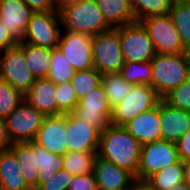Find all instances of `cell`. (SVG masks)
<instances>
[{"mask_svg": "<svg viewBox=\"0 0 190 190\" xmlns=\"http://www.w3.org/2000/svg\"><path fill=\"white\" fill-rule=\"evenodd\" d=\"M101 84L112 108L127 97L134 86L128 83L119 72L102 75Z\"/></svg>", "mask_w": 190, "mask_h": 190, "instance_id": "83f0119b", "label": "cell"}, {"mask_svg": "<svg viewBox=\"0 0 190 190\" xmlns=\"http://www.w3.org/2000/svg\"><path fill=\"white\" fill-rule=\"evenodd\" d=\"M102 74L98 73L95 68L76 71L71 84L76 92L77 98L80 99L94 90L101 84Z\"/></svg>", "mask_w": 190, "mask_h": 190, "instance_id": "d6a6232c", "label": "cell"}, {"mask_svg": "<svg viewBox=\"0 0 190 190\" xmlns=\"http://www.w3.org/2000/svg\"><path fill=\"white\" fill-rule=\"evenodd\" d=\"M10 150L15 154L21 175L27 186L31 190L37 189L38 166H36V143L29 142H14Z\"/></svg>", "mask_w": 190, "mask_h": 190, "instance_id": "44dd1931", "label": "cell"}, {"mask_svg": "<svg viewBox=\"0 0 190 190\" xmlns=\"http://www.w3.org/2000/svg\"><path fill=\"white\" fill-rule=\"evenodd\" d=\"M59 14L62 30L94 36L112 29L96 0H76L62 8Z\"/></svg>", "mask_w": 190, "mask_h": 190, "instance_id": "3957f363", "label": "cell"}, {"mask_svg": "<svg viewBox=\"0 0 190 190\" xmlns=\"http://www.w3.org/2000/svg\"><path fill=\"white\" fill-rule=\"evenodd\" d=\"M112 110L105 90L100 84L78 100L71 114L103 132L111 125Z\"/></svg>", "mask_w": 190, "mask_h": 190, "instance_id": "9c48e42d", "label": "cell"}, {"mask_svg": "<svg viewBox=\"0 0 190 190\" xmlns=\"http://www.w3.org/2000/svg\"><path fill=\"white\" fill-rule=\"evenodd\" d=\"M124 127L141 144L161 140L159 103L130 120Z\"/></svg>", "mask_w": 190, "mask_h": 190, "instance_id": "e0dca14e", "label": "cell"}, {"mask_svg": "<svg viewBox=\"0 0 190 190\" xmlns=\"http://www.w3.org/2000/svg\"><path fill=\"white\" fill-rule=\"evenodd\" d=\"M68 151H98L100 131L82 119L66 114Z\"/></svg>", "mask_w": 190, "mask_h": 190, "instance_id": "2e32d148", "label": "cell"}, {"mask_svg": "<svg viewBox=\"0 0 190 190\" xmlns=\"http://www.w3.org/2000/svg\"><path fill=\"white\" fill-rule=\"evenodd\" d=\"M184 182V166L180 159L178 162L168 165L160 172L150 176L144 184L150 190H169Z\"/></svg>", "mask_w": 190, "mask_h": 190, "instance_id": "d4e9b609", "label": "cell"}, {"mask_svg": "<svg viewBox=\"0 0 190 190\" xmlns=\"http://www.w3.org/2000/svg\"><path fill=\"white\" fill-rule=\"evenodd\" d=\"M55 84L48 78L36 79L24 94V101L44 116L57 115Z\"/></svg>", "mask_w": 190, "mask_h": 190, "instance_id": "ffe728a7", "label": "cell"}, {"mask_svg": "<svg viewBox=\"0 0 190 190\" xmlns=\"http://www.w3.org/2000/svg\"><path fill=\"white\" fill-rule=\"evenodd\" d=\"M169 15L181 37L184 47L190 50V1L173 0Z\"/></svg>", "mask_w": 190, "mask_h": 190, "instance_id": "4316f807", "label": "cell"}, {"mask_svg": "<svg viewBox=\"0 0 190 190\" xmlns=\"http://www.w3.org/2000/svg\"><path fill=\"white\" fill-rule=\"evenodd\" d=\"M173 0H131L136 22L146 17L168 14Z\"/></svg>", "mask_w": 190, "mask_h": 190, "instance_id": "4dcf8cb0", "label": "cell"}, {"mask_svg": "<svg viewBox=\"0 0 190 190\" xmlns=\"http://www.w3.org/2000/svg\"><path fill=\"white\" fill-rule=\"evenodd\" d=\"M161 140L176 143L190 130V112L160 100Z\"/></svg>", "mask_w": 190, "mask_h": 190, "instance_id": "ac0fdd59", "label": "cell"}, {"mask_svg": "<svg viewBox=\"0 0 190 190\" xmlns=\"http://www.w3.org/2000/svg\"><path fill=\"white\" fill-rule=\"evenodd\" d=\"M131 190H150L144 183L137 180L131 185Z\"/></svg>", "mask_w": 190, "mask_h": 190, "instance_id": "f6af8a7d", "label": "cell"}, {"mask_svg": "<svg viewBox=\"0 0 190 190\" xmlns=\"http://www.w3.org/2000/svg\"><path fill=\"white\" fill-rule=\"evenodd\" d=\"M62 32V22L57 10L34 12L22 42L49 49L57 48Z\"/></svg>", "mask_w": 190, "mask_h": 190, "instance_id": "8992f818", "label": "cell"}, {"mask_svg": "<svg viewBox=\"0 0 190 190\" xmlns=\"http://www.w3.org/2000/svg\"><path fill=\"white\" fill-rule=\"evenodd\" d=\"M1 53L0 79L9 82L24 95L36 80L27 66L24 52L15 46Z\"/></svg>", "mask_w": 190, "mask_h": 190, "instance_id": "7c38bea8", "label": "cell"}, {"mask_svg": "<svg viewBox=\"0 0 190 190\" xmlns=\"http://www.w3.org/2000/svg\"><path fill=\"white\" fill-rule=\"evenodd\" d=\"M0 189L31 190L22 178L18 160L11 150L0 152Z\"/></svg>", "mask_w": 190, "mask_h": 190, "instance_id": "7402d4cb", "label": "cell"}, {"mask_svg": "<svg viewBox=\"0 0 190 190\" xmlns=\"http://www.w3.org/2000/svg\"><path fill=\"white\" fill-rule=\"evenodd\" d=\"M24 101V95L0 79V118L6 119Z\"/></svg>", "mask_w": 190, "mask_h": 190, "instance_id": "836d02e7", "label": "cell"}, {"mask_svg": "<svg viewBox=\"0 0 190 190\" xmlns=\"http://www.w3.org/2000/svg\"><path fill=\"white\" fill-rule=\"evenodd\" d=\"M36 166H38L37 188L53 173L63 169V155L54 154L36 143Z\"/></svg>", "mask_w": 190, "mask_h": 190, "instance_id": "484cf974", "label": "cell"}, {"mask_svg": "<svg viewBox=\"0 0 190 190\" xmlns=\"http://www.w3.org/2000/svg\"><path fill=\"white\" fill-rule=\"evenodd\" d=\"M67 190H99L93 173L73 175Z\"/></svg>", "mask_w": 190, "mask_h": 190, "instance_id": "74e56055", "label": "cell"}, {"mask_svg": "<svg viewBox=\"0 0 190 190\" xmlns=\"http://www.w3.org/2000/svg\"><path fill=\"white\" fill-rule=\"evenodd\" d=\"M140 22L148 32L156 54L188 53L169 13L149 16Z\"/></svg>", "mask_w": 190, "mask_h": 190, "instance_id": "5b68a950", "label": "cell"}, {"mask_svg": "<svg viewBox=\"0 0 190 190\" xmlns=\"http://www.w3.org/2000/svg\"><path fill=\"white\" fill-rule=\"evenodd\" d=\"M184 182L190 186V160L183 161Z\"/></svg>", "mask_w": 190, "mask_h": 190, "instance_id": "ee69618b", "label": "cell"}, {"mask_svg": "<svg viewBox=\"0 0 190 190\" xmlns=\"http://www.w3.org/2000/svg\"><path fill=\"white\" fill-rule=\"evenodd\" d=\"M119 73L130 84L152 87V65L150 61L124 62Z\"/></svg>", "mask_w": 190, "mask_h": 190, "instance_id": "f546056e", "label": "cell"}, {"mask_svg": "<svg viewBox=\"0 0 190 190\" xmlns=\"http://www.w3.org/2000/svg\"><path fill=\"white\" fill-rule=\"evenodd\" d=\"M73 175L64 168L53 175L36 190H67Z\"/></svg>", "mask_w": 190, "mask_h": 190, "instance_id": "8d00e7d4", "label": "cell"}, {"mask_svg": "<svg viewBox=\"0 0 190 190\" xmlns=\"http://www.w3.org/2000/svg\"><path fill=\"white\" fill-rule=\"evenodd\" d=\"M93 65L102 75L120 72L125 59L122 53L119 27L96 34L92 38Z\"/></svg>", "mask_w": 190, "mask_h": 190, "instance_id": "277c9868", "label": "cell"}, {"mask_svg": "<svg viewBox=\"0 0 190 190\" xmlns=\"http://www.w3.org/2000/svg\"><path fill=\"white\" fill-rule=\"evenodd\" d=\"M33 12H47L56 10L52 0H23Z\"/></svg>", "mask_w": 190, "mask_h": 190, "instance_id": "ab89813d", "label": "cell"}, {"mask_svg": "<svg viewBox=\"0 0 190 190\" xmlns=\"http://www.w3.org/2000/svg\"><path fill=\"white\" fill-rule=\"evenodd\" d=\"M93 174L99 190L123 189L130 187L136 181L135 176L128 170L99 157L95 160Z\"/></svg>", "mask_w": 190, "mask_h": 190, "instance_id": "d6986e66", "label": "cell"}, {"mask_svg": "<svg viewBox=\"0 0 190 190\" xmlns=\"http://www.w3.org/2000/svg\"><path fill=\"white\" fill-rule=\"evenodd\" d=\"M12 142L9 140L5 119L0 118V152L10 150Z\"/></svg>", "mask_w": 190, "mask_h": 190, "instance_id": "b9f144b4", "label": "cell"}, {"mask_svg": "<svg viewBox=\"0 0 190 190\" xmlns=\"http://www.w3.org/2000/svg\"><path fill=\"white\" fill-rule=\"evenodd\" d=\"M45 116L23 101L6 119L9 140L14 142L34 141Z\"/></svg>", "mask_w": 190, "mask_h": 190, "instance_id": "8fae6325", "label": "cell"}, {"mask_svg": "<svg viewBox=\"0 0 190 190\" xmlns=\"http://www.w3.org/2000/svg\"><path fill=\"white\" fill-rule=\"evenodd\" d=\"M118 190H131V186L123 189H118Z\"/></svg>", "mask_w": 190, "mask_h": 190, "instance_id": "7dc6e473", "label": "cell"}, {"mask_svg": "<svg viewBox=\"0 0 190 190\" xmlns=\"http://www.w3.org/2000/svg\"><path fill=\"white\" fill-rule=\"evenodd\" d=\"M180 160L176 143L157 140L141 145L140 166L136 180L144 183L150 176Z\"/></svg>", "mask_w": 190, "mask_h": 190, "instance_id": "52a82bcc", "label": "cell"}, {"mask_svg": "<svg viewBox=\"0 0 190 190\" xmlns=\"http://www.w3.org/2000/svg\"><path fill=\"white\" fill-rule=\"evenodd\" d=\"M119 37L125 62L151 61L156 51L141 22L119 27Z\"/></svg>", "mask_w": 190, "mask_h": 190, "instance_id": "30bf717a", "label": "cell"}, {"mask_svg": "<svg viewBox=\"0 0 190 190\" xmlns=\"http://www.w3.org/2000/svg\"><path fill=\"white\" fill-rule=\"evenodd\" d=\"M92 38L89 34L62 30L57 48L75 71L94 68Z\"/></svg>", "mask_w": 190, "mask_h": 190, "instance_id": "4fadbf2b", "label": "cell"}, {"mask_svg": "<svg viewBox=\"0 0 190 190\" xmlns=\"http://www.w3.org/2000/svg\"><path fill=\"white\" fill-rule=\"evenodd\" d=\"M17 46L24 52L27 66L32 71L35 79L47 78L51 65V49L25 42H20Z\"/></svg>", "mask_w": 190, "mask_h": 190, "instance_id": "cb8c5ba5", "label": "cell"}, {"mask_svg": "<svg viewBox=\"0 0 190 190\" xmlns=\"http://www.w3.org/2000/svg\"><path fill=\"white\" fill-rule=\"evenodd\" d=\"M161 98L149 85H134L130 94L113 107L111 124L124 126L146 110L155 107Z\"/></svg>", "mask_w": 190, "mask_h": 190, "instance_id": "ba28073f", "label": "cell"}, {"mask_svg": "<svg viewBox=\"0 0 190 190\" xmlns=\"http://www.w3.org/2000/svg\"><path fill=\"white\" fill-rule=\"evenodd\" d=\"M169 190H190V186L187 185L185 182L181 183V184H178L177 186L175 187H172L171 189Z\"/></svg>", "mask_w": 190, "mask_h": 190, "instance_id": "bcb514c9", "label": "cell"}, {"mask_svg": "<svg viewBox=\"0 0 190 190\" xmlns=\"http://www.w3.org/2000/svg\"><path fill=\"white\" fill-rule=\"evenodd\" d=\"M152 65V88L162 99L190 77L188 53L156 54Z\"/></svg>", "mask_w": 190, "mask_h": 190, "instance_id": "7a4b0ae2", "label": "cell"}, {"mask_svg": "<svg viewBox=\"0 0 190 190\" xmlns=\"http://www.w3.org/2000/svg\"><path fill=\"white\" fill-rule=\"evenodd\" d=\"M141 144L124 126L110 125L100 133L97 157L124 168L137 176Z\"/></svg>", "mask_w": 190, "mask_h": 190, "instance_id": "6da1fadb", "label": "cell"}, {"mask_svg": "<svg viewBox=\"0 0 190 190\" xmlns=\"http://www.w3.org/2000/svg\"><path fill=\"white\" fill-rule=\"evenodd\" d=\"M74 68L66 60L58 48L51 49V65L47 78L55 85L71 81L75 74Z\"/></svg>", "mask_w": 190, "mask_h": 190, "instance_id": "1f68e13d", "label": "cell"}, {"mask_svg": "<svg viewBox=\"0 0 190 190\" xmlns=\"http://www.w3.org/2000/svg\"><path fill=\"white\" fill-rule=\"evenodd\" d=\"M98 151H67L63 155V168L72 175L93 173Z\"/></svg>", "mask_w": 190, "mask_h": 190, "instance_id": "f1b7e54d", "label": "cell"}, {"mask_svg": "<svg viewBox=\"0 0 190 190\" xmlns=\"http://www.w3.org/2000/svg\"><path fill=\"white\" fill-rule=\"evenodd\" d=\"M76 0H52L54 8L59 12L62 8L74 3Z\"/></svg>", "mask_w": 190, "mask_h": 190, "instance_id": "7bdbcfd3", "label": "cell"}, {"mask_svg": "<svg viewBox=\"0 0 190 190\" xmlns=\"http://www.w3.org/2000/svg\"><path fill=\"white\" fill-rule=\"evenodd\" d=\"M34 12L23 0H0V23L20 43Z\"/></svg>", "mask_w": 190, "mask_h": 190, "instance_id": "9a60e30c", "label": "cell"}, {"mask_svg": "<svg viewBox=\"0 0 190 190\" xmlns=\"http://www.w3.org/2000/svg\"><path fill=\"white\" fill-rule=\"evenodd\" d=\"M176 146L180 159L190 160V130L176 142Z\"/></svg>", "mask_w": 190, "mask_h": 190, "instance_id": "f35d334b", "label": "cell"}, {"mask_svg": "<svg viewBox=\"0 0 190 190\" xmlns=\"http://www.w3.org/2000/svg\"><path fill=\"white\" fill-rule=\"evenodd\" d=\"M56 87L57 115L71 113L78 105V98L71 81L59 83Z\"/></svg>", "mask_w": 190, "mask_h": 190, "instance_id": "e575fe53", "label": "cell"}, {"mask_svg": "<svg viewBox=\"0 0 190 190\" xmlns=\"http://www.w3.org/2000/svg\"><path fill=\"white\" fill-rule=\"evenodd\" d=\"M162 100L172 107L190 112V77L166 94Z\"/></svg>", "mask_w": 190, "mask_h": 190, "instance_id": "d590c367", "label": "cell"}, {"mask_svg": "<svg viewBox=\"0 0 190 190\" xmlns=\"http://www.w3.org/2000/svg\"><path fill=\"white\" fill-rule=\"evenodd\" d=\"M17 45L18 43L11 37L4 25L0 23V53Z\"/></svg>", "mask_w": 190, "mask_h": 190, "instance_id": "60d3db41", "label": "cell"}, {"mask_svg": "<svg viewBox=\"0 0 190 190\" xmlns=\"http://www.w3.org/2000/svg\"><path fill=\"white\" fill-rule=\"evenodd\" d=\"M67 136L66 114L45 116L34 142L54 154L64 155L68 151Z\"/></svg>", "mask_w": 190, "mask_h": 190, "instance_id": "5bb4252c", "label": "cell"}, {"mask_svg": "<svg viewBox=\"0 0 190 190\" xmlns=\"http://www.w3.org/2000/svg\"><path fill=\"white\" fill-rule=\"evenodd\" d=\"M105 20L112 28L136 22L131 0H96Z\"/></svg>", "mask_w": 190, "mask_h": 190, "instance_id": "603a6c76", "label": "cell"}]
</instances>
